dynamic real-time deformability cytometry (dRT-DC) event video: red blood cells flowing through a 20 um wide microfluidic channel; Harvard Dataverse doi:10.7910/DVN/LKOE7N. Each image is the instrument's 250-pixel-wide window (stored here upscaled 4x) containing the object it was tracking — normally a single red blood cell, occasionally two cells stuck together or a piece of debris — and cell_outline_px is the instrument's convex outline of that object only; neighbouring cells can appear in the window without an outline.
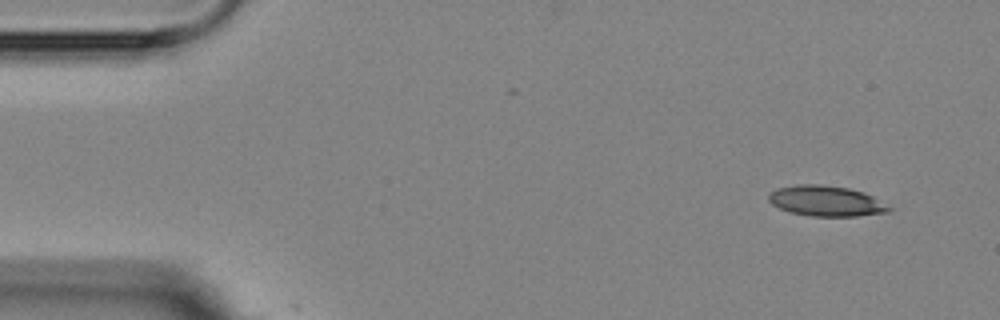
{"species": "Egyptian fruit bat (a non-hibernating species)", "species_latin": "Rousettus aegyptiacus", "temperature_condition": "room temperature", "stored_images_in_passage": 4, "camera_frame_rate_fps": 3000, "um_per_image_px": 0.085, "animal": {"sex": "female"}, "frame": {"image": 1, "passage_image": 1, "time_ms": 0.0, "image_size_px": [1000, 320], "cell_outline_px": [[892, 212], [856, 216], [808, 216], [788, 212], [772, 204], [768, 200], [768, 192], [776, 188], [796, 184], [820, 184], [848, 188], [864, 192], [872, 196], [892, 208]], "centroid_in_image_um": [70.19, 17.08], "position_along_channel_um": 14.8, "area_um2": 21.62}}
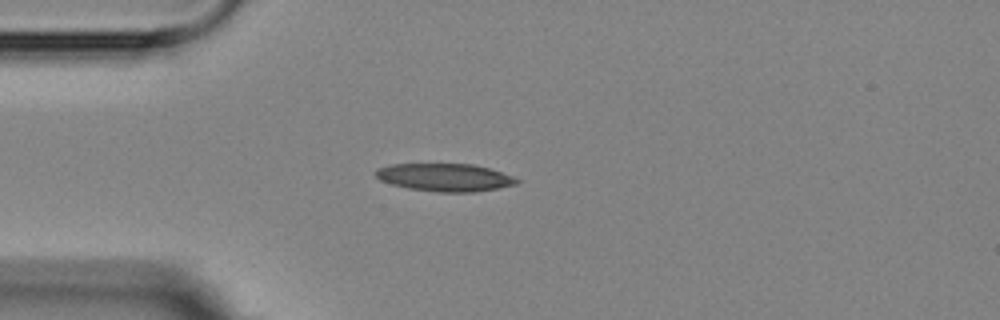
{"frame": {"image": 2, "passage_image": 4, "time_ms": 3.333, "image_size_px": [1000, 320], "cell_outline_px": [[520, 180], [516, 184], [476, 192], [440, 192], [408, 188], [392, 184], [380, 180], [372, 172], [376, 168], [388, 164], [472, 164], [488, 168], [512, 176]], "centroid_in_image_um": [37.75, 15.07], "position_along_channel_um": 47.2, "area_um2": 22.77}}